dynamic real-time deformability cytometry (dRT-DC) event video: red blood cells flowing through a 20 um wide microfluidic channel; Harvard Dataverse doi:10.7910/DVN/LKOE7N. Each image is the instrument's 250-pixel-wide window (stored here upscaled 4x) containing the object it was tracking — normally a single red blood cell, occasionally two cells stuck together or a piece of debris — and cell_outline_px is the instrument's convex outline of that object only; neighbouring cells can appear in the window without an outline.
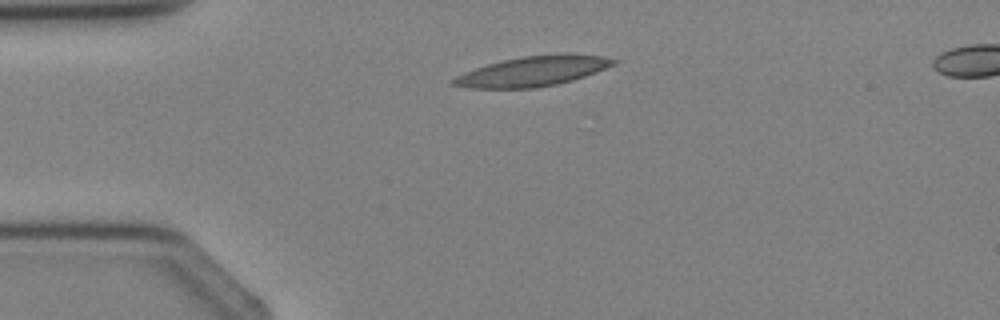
{"species": "Egyptian fruit bat (a non-hibernating species)", "species_latin": "Rousettus aegyptiacus", "temperature_condition": "cold", "stored_images_in_passage": 2, "segment_of_instrument_passage": [1, 2], "camera_frame_rate_fps": 3000, "um_per_image_px": 0.085, "animal": {"sex": "female"}, "frame": {"image": 1, "passage_image": 1, "time_ms": 0.0, "image_size_px": [1000, 320], "cell_outline_px": [[620, 60], [616, 64], [596, 72], [572, 80], [556, 84], [536, 88], [468, 88], [452, 84], [452, 80], [456, 76], [476, 68], [488, 64], [504, 60], [524, 56], [604, 56]], "centroid_in_image_um": [45.26, 6.09], "position_along_channel_um": 39.7, "area_um2": 26.88}}